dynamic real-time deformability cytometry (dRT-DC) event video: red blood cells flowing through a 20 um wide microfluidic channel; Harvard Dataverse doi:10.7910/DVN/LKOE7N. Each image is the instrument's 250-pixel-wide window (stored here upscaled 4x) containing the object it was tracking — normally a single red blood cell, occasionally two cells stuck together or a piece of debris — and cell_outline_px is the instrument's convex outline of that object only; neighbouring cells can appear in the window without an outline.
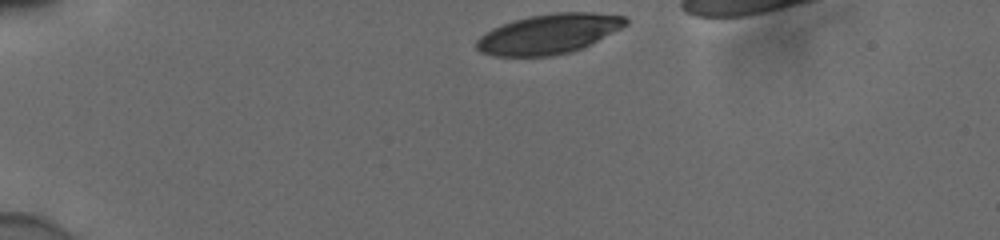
{"species": "human", "species_latin": "Homo sapiens", "temperature_condition": "cold", "stored_images_in_passage": 35, "camera_frame_rate_fps": 3000, "um_per_image_px": 0.085, "donor": {"sex": "male"}, "frame": {"image": 1, "passage_image": 1, "time_ms": 0.0, "image_size_px": [1000, 240], "cell_outline_px": [[628, 24], [580, 48], [568, 52], [552, 56], [496, 56], [480, 52], [476, 48], [476, 40], [484, 32], [492, 28], [512, 20], [528, 16], [556, 12], [592, 12], [624, 16], [628, 20]], "centroid_in_image_um": [46.58, 2.87], "position_along_channel_um": 38.4, "area_um2": 34.33}}
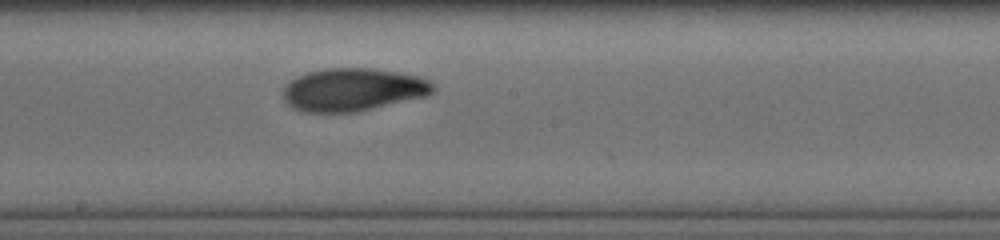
{"frame": {"image": 2, "passage_image": 20, "time_ms": 6.333, "image_size_px": [1000, 240], "cell_outline_px": [[436, 88], [432, 92], [424, 96], [356, 112], [304, 112], [292, 108], [280, 96], [284, 84], [296, 76], [308, 72], [324, 68], [372, 68], [420, 76], [428, 80]], "centroid_in_image_um": [29.91, 7.61], "position_along_channel_um": 218.3, "area_um2": 37.63}}
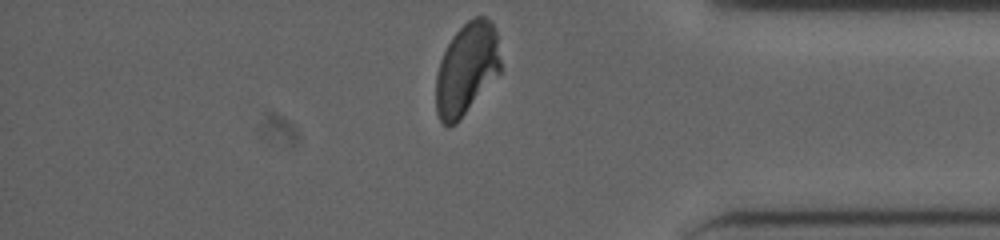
{"frame": {"image": 3, "passage_image": 35, "time_ms": 11.333, "image_size_px": [1000, 240], "cell_outline_px": [[500, 72], [456, 124], [444, 124], [440, 120], [436, 112], [436, 76], [440, 60], [452, 36], [468, 20], [476, 16], [484, 16], [492, 20], [496, 32], [500, 60]], "centroid_in_image_um": [39.66, 5.83], "position_along_channel_um": 395.5, "area_um2": 34.33}, "authors_computed_cell_mechanics": {"area_um2": 37.0498, "velocity_mm_per_s": 3.8397, "shape_relaxation_time_tau1_ms": 5.1688, "shape_relaxation_time_tau2_ms": 2.2513, "deformation_change_tau1": 0.1721, "deformation_change_tau2": 0.0692}}